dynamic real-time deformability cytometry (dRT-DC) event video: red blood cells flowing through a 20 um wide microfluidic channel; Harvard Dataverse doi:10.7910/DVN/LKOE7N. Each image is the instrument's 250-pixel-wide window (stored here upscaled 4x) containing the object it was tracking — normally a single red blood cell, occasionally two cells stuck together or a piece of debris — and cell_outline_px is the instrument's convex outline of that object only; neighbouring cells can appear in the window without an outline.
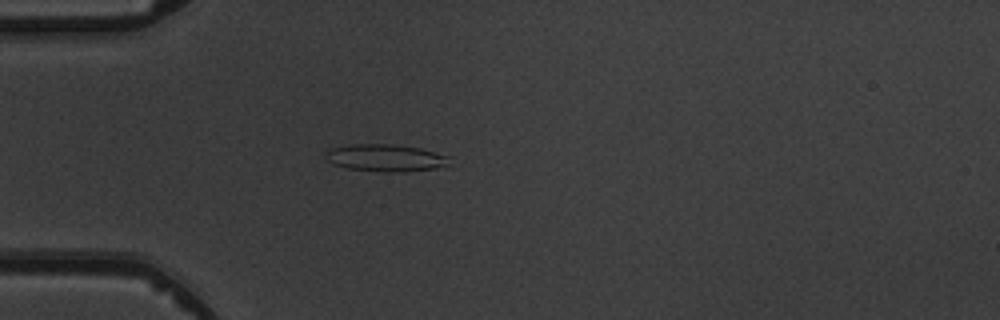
{"species": "common noctule bat (a hibernating species)", "species_latin": "Nyctalus noctula", "temperature_condition": "warm", "stored_images_in_passage": 4, "camera_frame_rate_fps": 3000, "um_per_image_px": 0.085, "animal": {"sex": "male", "body_mass_g": 19.5, "forearm_length_mm": 54.6}, "frame": {"image": 1, "passage_image": 4, "time_ms": 4.333, "image_size_px": [1000, 320], "cell_outline_px": [[452, 156], [444, 164], [436, 168], [404, 172], [384, 172], [348, 168], [332, 164], [324, 160], [324, 152], [332, 148], [348, 144], [392, 144], [420, 148]], "centroid_in_image_um": [32.7, 13.41], "position_along_channel_um": 52.3, "area_um2": 19.77}}